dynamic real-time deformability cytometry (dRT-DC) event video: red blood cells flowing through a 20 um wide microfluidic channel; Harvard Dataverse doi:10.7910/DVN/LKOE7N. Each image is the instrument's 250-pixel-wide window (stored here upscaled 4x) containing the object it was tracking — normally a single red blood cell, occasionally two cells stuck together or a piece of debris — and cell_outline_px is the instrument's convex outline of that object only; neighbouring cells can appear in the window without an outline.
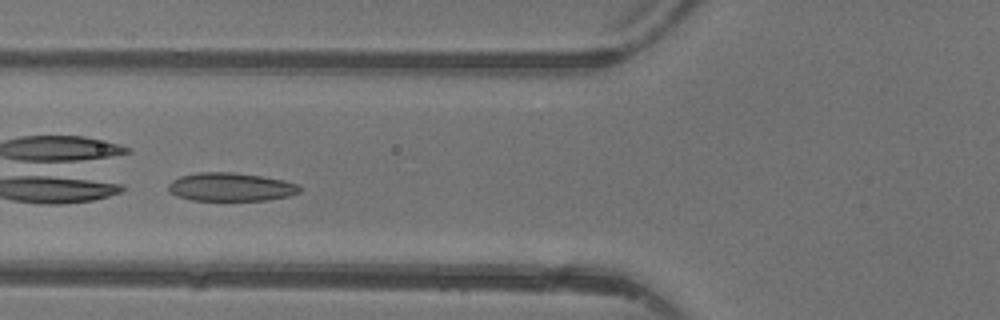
{"species": "common noctule bat (a hibernating species)", "species_latin": "Nyctalus noctula", "temperature_condition": "warm", "stored_images_in_passage": 6, "camera_frame_rate_fps": 3000, "um_per_image_px": 0.085, "animal": {"sex": "female"}, "frame": {"image": 1, "passage_image": 5, "time_ms": 5.667, "image_size_px": [1000, 320], "cell_outline_px": [[300, 192], [288, 196], [268, 200], [192, 200], [176, 196], [168, 192], [168, 184], [172, 180], [180, 176], [196, 172], [232, 172], [260, 176], [284, 180], [300, 184]], "centroid_in_image_um": [19.59, 15.89], "position_along_channel_um": 106.2, "area_um2": 21.85}}
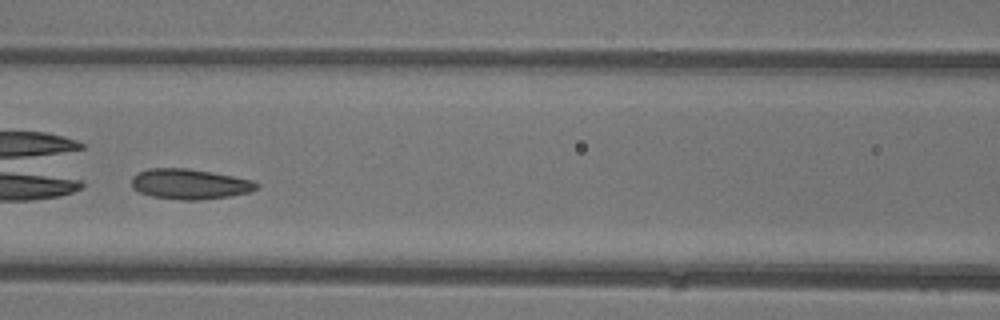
{"frame": {"image": 2, "passage_image": 6, "time_ms": 6.667, "image_size_px": [1000, 320], "cell_outline_px": [[260, 188], [248, 192], [228, 196], [200, 200], [180, 200], [152, 196], [140, 192], [132, 188], [132, 176], [136, 172], [148, 168], [188, 168], [212, 172], [252, 180], [260, 184]], "centroid_in_image_um": [16.11, 15.63], "position_along_channel_um": 150.5, "area_um2": 22.14}}